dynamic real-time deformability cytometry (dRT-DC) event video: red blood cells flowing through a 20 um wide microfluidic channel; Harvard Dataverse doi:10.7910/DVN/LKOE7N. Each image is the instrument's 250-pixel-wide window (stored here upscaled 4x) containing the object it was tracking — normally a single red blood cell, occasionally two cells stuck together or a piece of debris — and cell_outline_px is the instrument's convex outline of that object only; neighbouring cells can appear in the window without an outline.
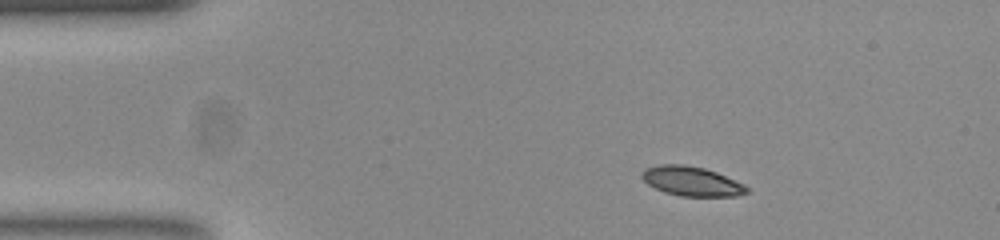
{"species": "common noctule bat (a hibernating species)", "species_latin": "Nyctalus noctula", "temperature_condition": "room temperature", "stored_images_in_passage": 45, "camera_frame_rate_fps": 3000, "um_per_image_px": 0.085, "animal": {"sex": "female", "body_mass_g": 23.0, "forearm_length_mm": 53.4}, "frame": {"image": 1, "passage_image": 1, "time_ms": 0.0, "image_size_px": [1000, 240], "cell_outline_px": [[748, 192], [736, 196], [680, 196], [664, 192], [648, 184], [640, 176], [644, 168], [660, 164], [684, 164], [704, 168], [716, 172], [744, 184], [748, 188]], "centroid_in_image_um": [58.76, 15.4], "position_along_channel_um": 26.2, "area_um2": 17.98}}
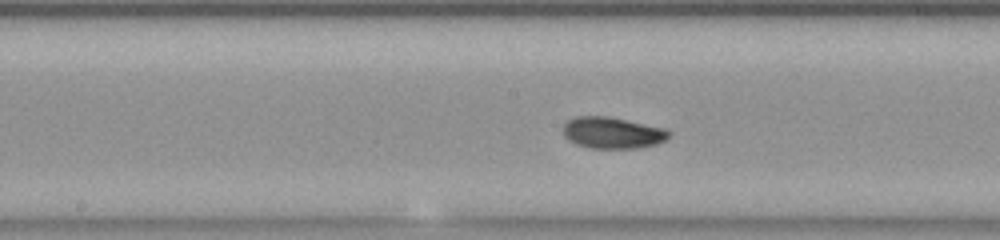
{"frame": {"image": 2, "passage_image": 19, "time_ms": 6.0, "image_size_px": [1000, 240], "cell_outline_px": [[672, 132], [664, 140], [656, 144], [640, 148], [588, 148], [576, 144], [568, 140], [564, 136], [564, 124], [568, 120], [576, 116], [608, 116], [668, 128]], "centroid_in_image_um": [52.08, 11.28], "position_along_channel_um": 196.1, "area_um2": 19.59}}
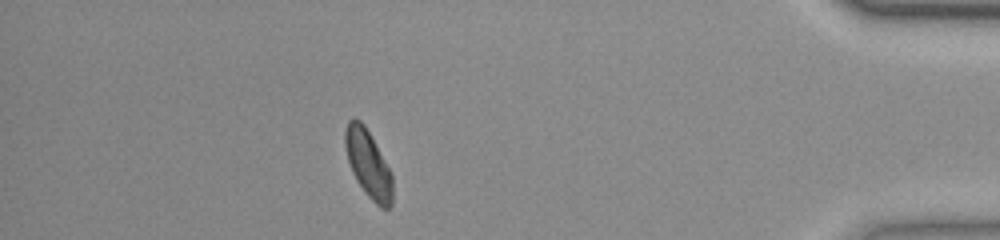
{"frame": {"image": 3, "passage_image": 39, "time_ms": 12.667, "image_size_px": [1000, 240], "cell_outline_px": [[392, 204], [388, 208], [380, 208], [364, 192], [356, 180], [352, 172], [348, 160], [344, 144], [344, 132], [348, 120], [360, 120], [364, 124], [388, 168], [392, 176]], "centroid_in_image_um": [31.27, 13.95], "position_along_channel_um": 403.9, "area_um2": 18.26}, "authors_computed_cell_mechanics": {"area_um2": 18.6694, "velocity_mm_per_s": 3.8693, "shape_relaxation_time_tau1_ms": 1.7206, "shape_relaxation_time_tau2_ms": 2.5028, "deformation_change_tau1": 0.1158, "deformation_change_tau2": 0.0624}}